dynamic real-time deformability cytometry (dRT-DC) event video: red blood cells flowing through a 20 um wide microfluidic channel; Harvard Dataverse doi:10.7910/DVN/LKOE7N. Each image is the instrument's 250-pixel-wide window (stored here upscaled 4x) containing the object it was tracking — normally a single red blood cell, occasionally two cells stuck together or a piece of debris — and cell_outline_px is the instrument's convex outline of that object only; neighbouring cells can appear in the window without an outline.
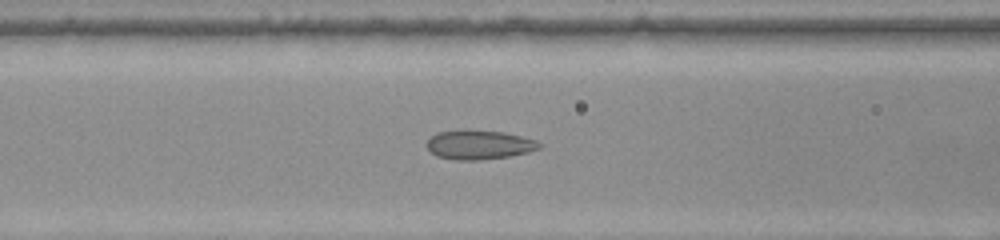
{"species": "common noctule bat (a hibernating species)", "species_latin": "Nyctalus noctula", "temperature_condition": "warm", "stored_images_in_passage": 51, "camera_frame_rate_fps": 3000, "um_per_image_px": 0.085, "animal": {"sex": "female", "body_mass_g": 22.0, "forearm_length_mm": 56.7}, "frame": {"image": 1, "passage_image": 20, "time_ms": 6.333, "image_size_px": [1000, 240], "cell_outline_px": [[544, 144], [540, 148], [528, 152], [512, 156], [480, 160], [456, 160], [436, 156], [428, 152], [424, 144], [436, 132], [504, 132], [536, 140]], "centroid_in_image_um": [40.72, 12.35], "position_along_channel_um": 125.9, "area_um2": 18.84}}
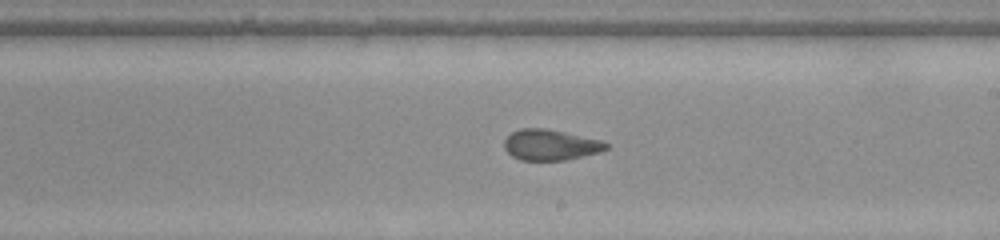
{"frame": {"image": 2, "passage_image": 29, "time_ms": 9.333, "image_size_px": [1000, 240], "cell_outline_px": [[608, 148], [600, 152], [564, 160], [520, 160], [512, 156], [504, 148], [504, 140], [512, 132], [520, 128], [544, 128], [564, 132], [600, 140], [608, 144]], "centroid_in_image_um": [46.76, 12.31], "position_along_channel_um": 242.2, "area_um2": 18.09}}
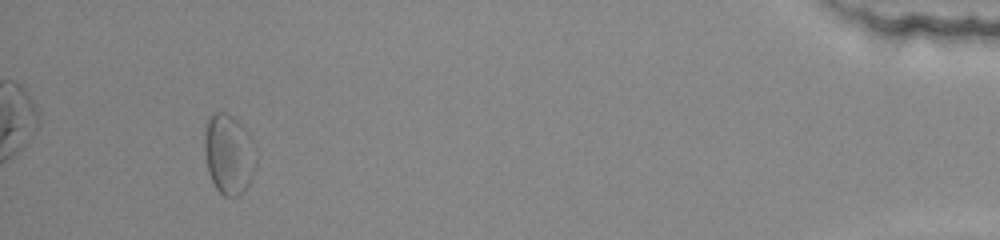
{"frame": {"image": 3, "passage_image": 48, "time_ms": 15.667, "image_size_px": [1000, 240], "cell_outline_px": [[256, 164], [248, 184], [236, 196], [224, 196], [216, 188], [208, 172], [204, 152], [204, 132], [208, 116], [216, 112], [228, 112], [248, 132], [256, 160]], "centroid_in_image_um": [19.4, 13.06], "position_along_channel_um": 415.8, "area_um2": 23.76}, "authors_computed_cell_mechanics": {"area_um2": 19.0162, "velocity_mm_per_s": 3.89, "shape_relaxation_time_tau1_ms": null, "shape_relaxation_time_tau2_ms": 1.488, "deformation_change_tau1": null, "deformation_change_tau2": 0.0861}}